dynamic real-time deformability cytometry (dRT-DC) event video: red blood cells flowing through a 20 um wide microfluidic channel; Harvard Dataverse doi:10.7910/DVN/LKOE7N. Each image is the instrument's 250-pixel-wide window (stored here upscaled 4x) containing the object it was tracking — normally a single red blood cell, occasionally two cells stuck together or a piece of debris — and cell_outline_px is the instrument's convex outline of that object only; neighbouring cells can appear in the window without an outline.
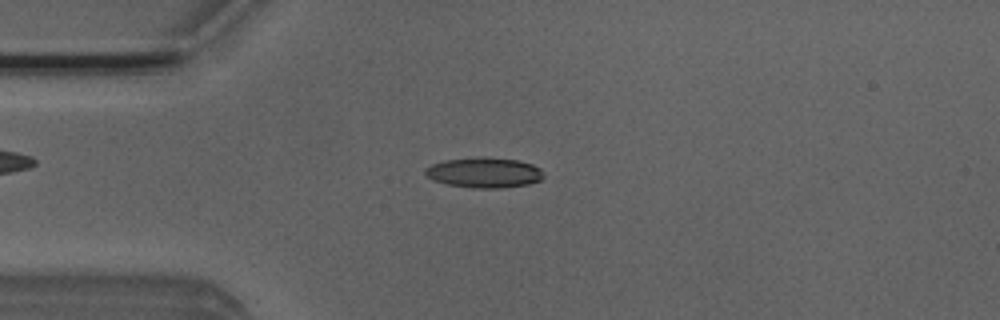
{"species": "Egyptian fruit bat (a non-hibernating species)", "species_latin": "Rousettus aegyptiacus", "temperature_condition": "room temperature", "stored_images_in_passage": 40, "camera_frame_rate_fps": 3000, "um_per_image_px": 0.085, "animal": {"sex": "male"}, "frame": {"image": 1, "passage_image": 1, "time_ms": 0.0, "image_size_px": [1000, 320], "cell_outline_px": [[544, 176], [540, 180], [528, 184], [500, 188], [472, 188], [448, 184], [432, 180], [424, 172], [424, 168], [432, 164], [444, 160], [480, 156], [516, 160], [532, 164], [540, 168]], "centroid_in_image_um": [41.13, 14.66], "position_along_channel_um": 43.9, "area_um2": 20.92}}
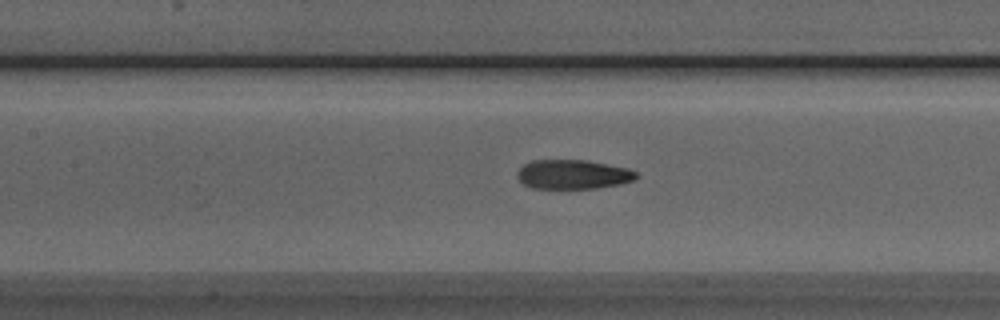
{"frame": {"image": 2, "passage_image": 11, "time_ms": 3.333, "image_size_px": [1000, 320], "cell_outline_px": [[640, 176], [632, 180], [620, 184], [596, 188], [532, 188], [524, 184], [516, 176], [516, 172], [524, 164], [532, 160], [588, 160], [628, 168], [636, 172]], "centroid_in_image_um": [48.7, 14.81], "position_along_channel_um": 158.7, "area_um2": 20.35}}
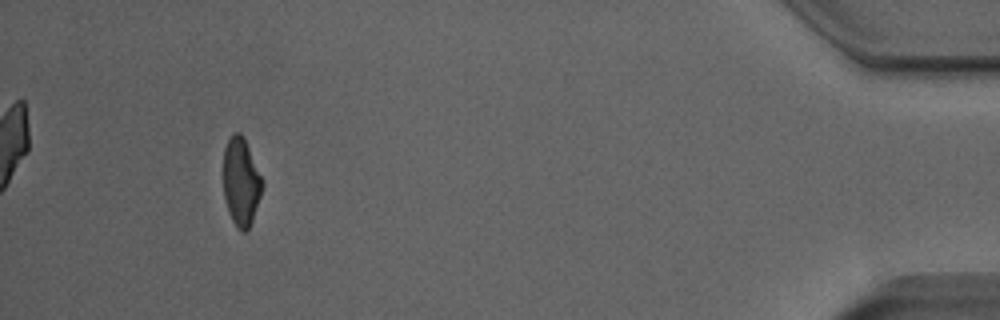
{"frame": {"image": 3, "passage_image": 36, "time_ms": 11.667, "image_size_px": [1000, 320], "cell_outline_px": [[264, 184], [252, 220], [248, 228], [244, 232], [240, 232], [232, 220], [228, 212], [224, 196], [224, 148], [232, 132], [240, 132], [244, 136], [264, 180]], "centroid_in_image_um": [20.5, 15.41], "position_along_channel_um": 414.7, "area_um2": 20.11}, "authors_computed_cell_mechanics": {"area_um2": 20.1433, "velocity_mm_per_s": 2.7842, "shape_relaxation_time_tau1_ms": 4.5207, "shape_relaxation_time_tau2_ms": null, "deformation_change_tau1": 0.4321, "deformation_change_tau2": null}}